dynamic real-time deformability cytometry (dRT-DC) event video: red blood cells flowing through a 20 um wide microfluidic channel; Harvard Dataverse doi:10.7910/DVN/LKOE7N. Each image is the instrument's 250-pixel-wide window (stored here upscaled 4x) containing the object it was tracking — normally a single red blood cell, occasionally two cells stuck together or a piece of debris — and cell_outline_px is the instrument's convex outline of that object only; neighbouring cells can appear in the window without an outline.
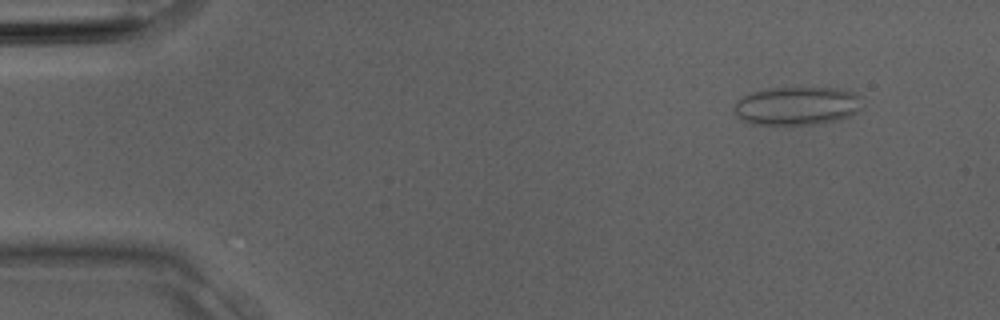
{"species": "Egyptian fruit bat (a non-hibernating species)", "species_latin": "Rousettus aegyptiacus", "temperature_condition": "room temperature", "stored_images_in_passage": 3, "camera_frame_rate_fps": 3000, "um_per_image_px": 0.085, "animal": {"sex": "male"}, "frame": {"image": 1, "passage_image": 1, "time_ms": 0.0, "image_size_px": [1000, 320], "cell_outline_px": [[864, 96], [860, 108], [856, 112], [848, 116], [836, 120], [816, 124], [752, 124], [736, 116], [732, 108], [736, 100], [740, 96], [752, 92], [768, 88], [844, 88]], "centroid_in_image_um": [67.74, 8.98], "position_along_channel_um": 17.3, "area_um2": 29.02}}
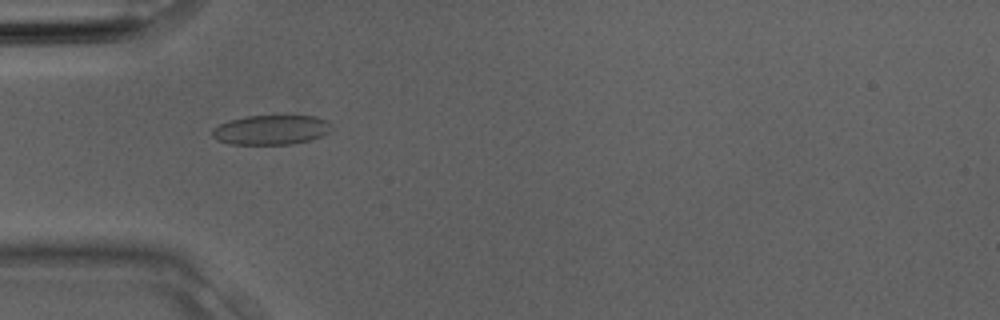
{"frame": {"image": 2, "passage_image": 3, "time_ms": 0.667, "image_size_px": [1000, 320], "cell_outline_px": [[332, 128], [328, 132], [320, 136], [308, 140], [292, 144], [232, 144], [216, 140], [212, 136], [212, 128], [228, 120], [244, 116], [316, 116], [328, 120], [332, 124]], "centroid_in_image_um": [23.03, 11.03], "position_along_channel_um": 62.0, "area_um2": 20.63}}